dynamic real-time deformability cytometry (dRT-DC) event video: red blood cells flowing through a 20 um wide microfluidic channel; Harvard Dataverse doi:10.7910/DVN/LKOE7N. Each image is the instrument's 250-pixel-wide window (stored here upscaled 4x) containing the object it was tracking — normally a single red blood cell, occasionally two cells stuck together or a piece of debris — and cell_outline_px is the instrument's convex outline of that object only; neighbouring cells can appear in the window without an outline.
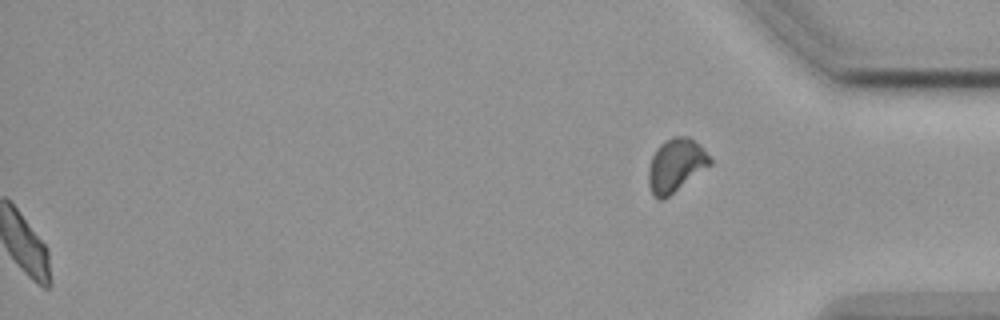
{"species": "common noctule bat (a hibernating species)", "species_latin": "Nyctalus noctula", "temperature_condition": "cold", "stored_images_in_passage": 49, "segment_of_instrument_passage": [2, 2], "camera_frame_rate_fps": 3000, "um_per_image_px": 0.085, "animal": {"sex": "female", "body_mass_g": 19.9}, "frame": {"image": 1, "passage_image": 49, "time_ms": 16.0, "image_size_px": [1000, 320], "cell_outline_px": [[712, 164], [664, 200], [660, 200], [652, 192], [648, 184], [648, 172], [652, 156], [656, 148], [664, 140], [672, 136], [688, 136], [700, 144], [712, 160]], "centroid_in_image_um": [57.45, 14.03], "position_along_channel_um": 377.7, "area_um2": 19.19}}